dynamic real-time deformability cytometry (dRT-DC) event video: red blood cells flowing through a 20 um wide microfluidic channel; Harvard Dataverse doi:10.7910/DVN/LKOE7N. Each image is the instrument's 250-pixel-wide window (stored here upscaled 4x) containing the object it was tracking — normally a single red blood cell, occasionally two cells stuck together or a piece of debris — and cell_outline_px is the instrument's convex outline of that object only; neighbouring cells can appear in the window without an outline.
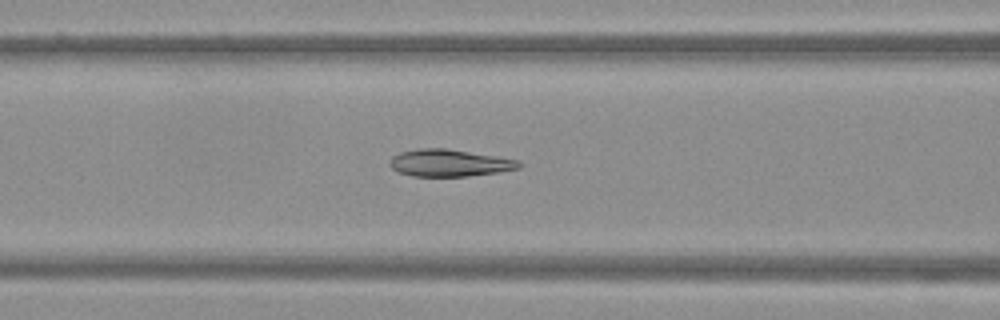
{"species": "Egyptian fruit bat (a non-hibernating species)", "species_latin": "Rousettus aegyptiacus", "temperature_condition": "warm", "stored_images_in_passage": 48, "camera_frame_rate_fps": 3000, "um_per_image_px": 0.085, "frame": {"image": 1, "passage_image": 19, "time_ms": 6.0, "image_size_px": [1000, 320], "cell_outline_px": [[524, 164], [520, 168], [500, 172], [468, 176], [412, 176], [400, 172], [392, 168], [388, 164], [392, 156], [400, 152], [416, 148], [448, 148], [520, 160]], "centroid_in_image_um": [38.23, 13.84], "position_along_channel_um": 128.4, "area_um2": 20.63}}
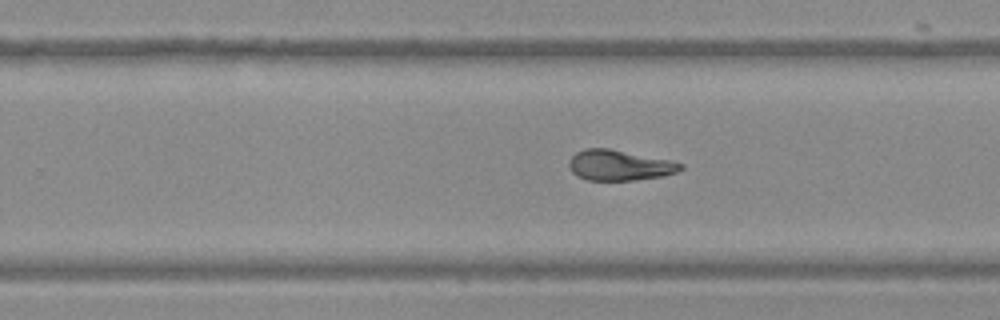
{"frame": {"image": 2, "passage_image": 30, "time_ms": 9.667, "image_size_px": [1000, 320], "cell_outline_px": [[684, 168], [676, 172], [664, 176], [632, 180], [588, 180], [576, 176], [568, 168], [568, 160], [576, 152], [584, 148], [608, 148], [672, 160], [684, 164]], "centroid_in_image_um": [52.64, 14.04], "position_along_channel_um": 277.2, "area_um2": 20.06}}
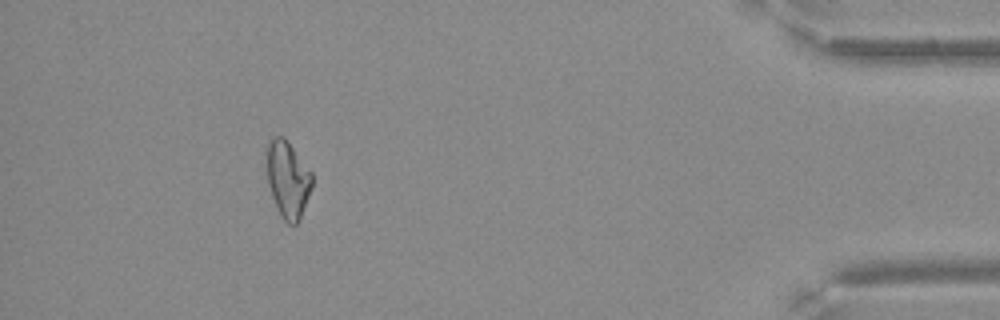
{"frame": {"image": 3, "passage_image": 44, "time_ms": 14.333, "image_size_px": [1000, 320], "cell_outline_px": [[312, 188], [300, 220], [296, 224], [288, 224], [280, 216], [272, 196], [268, 184], [264, 152], [264, 148], [268, 140], [272, 136], [284, 136], [288, 140], [312, 172]], "centroid_in_image_um": [24.43, 15.18], "position_along_channel_um": 410.8, "area_um2": 21.04}}